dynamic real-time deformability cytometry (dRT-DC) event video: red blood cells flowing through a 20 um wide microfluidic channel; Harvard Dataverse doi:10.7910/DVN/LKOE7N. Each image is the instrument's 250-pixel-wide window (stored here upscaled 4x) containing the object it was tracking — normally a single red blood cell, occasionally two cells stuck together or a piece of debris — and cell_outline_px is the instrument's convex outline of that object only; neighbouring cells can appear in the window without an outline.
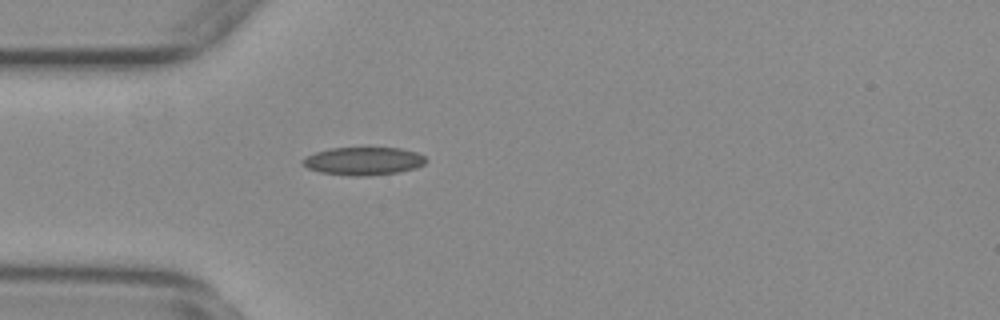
{"species": "common noctule bat (a hibernating species)", "species_latin": "Nyctalus noctula", "temperature_condition": "warm", "stored_images_in_passage": 40, "camera_frame_rate_fps": 3000, "um_per_image_px": 0.085, "animal": {"sex": "female", "body_mass_g": 29.2, "forearm_length_mm": 56.3}, "frame": {"image": 1, "passage_image": 1, "time_ms": 0.0, "image_size_px": [1000, 320], "cell_outline_px": [[424, 164], [416, 168], [396, 172], [368, 176], [352, 176], [320, 172], [308, 168], [300, 160], [316, 152], [332, 148], [400, 148], [416, 152], [424, 156]], "centroid_in_image_um": [30.88, 13.69], "position_along_channel_um": 54.1, "area_um2": 19.83}}
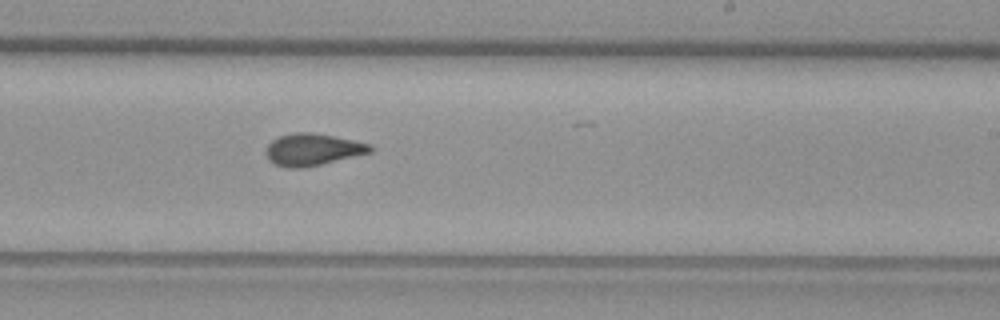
{"frame": {"image": 2, "passage_image": 18, "time_ms": 5.667, "image_size_px": [1000, 320], "cell_outline_px": [[372, 152], [320, 164], [300, 168], [288, 168], [276, 164], [268, 160], [268, 144], [272, 140], [280, 136], [296, 132], [312, 132], [372, 144]], "centroid_in_image_um": [26.59, 12.7], "position_along_channel_um": 262.4, "area_um2": 19.02}}
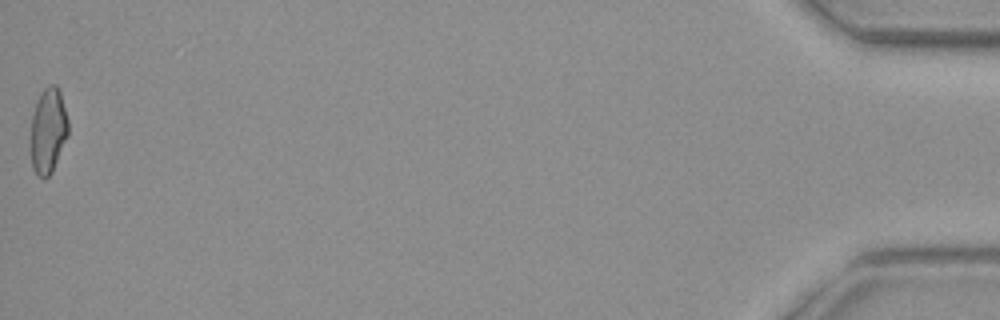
{"frame": {"image": 3, "passage_image": 40, "time_ms": 13.0, "image_size_px": [1000, 320], "cell_outline_px": [[68, 136], [52, 172], [44, 180], [36, 176], [32, 168], [28, 144], [32, 116], [36, 100], [40, 92], [48, 84], [56, 84], [60, 88], [68, 120]], "centroid_in_image_um": [4.05, 11.12], "position_along_channel_um": 431.1, "area_um2": 19.65}, "authors_computed_cell_mechanics": {"area_um2": 19.0162, "velocity_mm_per_s": 3.7684, "shape_relaxation_time_tau1_ms": null, "shape_relaxation_time_tau2_ms": 1.8024, "deformation_change_tau1": null, "deformation_change_tau2": 0.082}}